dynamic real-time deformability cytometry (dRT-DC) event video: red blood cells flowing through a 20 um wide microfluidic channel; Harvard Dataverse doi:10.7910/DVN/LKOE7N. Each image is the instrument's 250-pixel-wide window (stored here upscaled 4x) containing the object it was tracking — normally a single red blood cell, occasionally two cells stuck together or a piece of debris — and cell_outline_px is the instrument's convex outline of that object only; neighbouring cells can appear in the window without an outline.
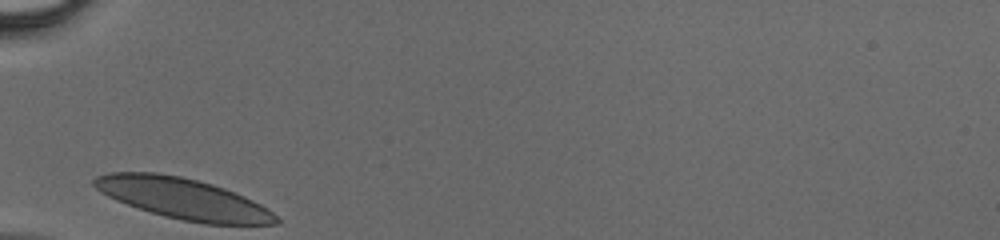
{"species": "human", "species_latin": "Homo sapiens", "temperature_condition": "cold", "stored_images_in_passage": 23, "camera_frame_rate_fps": 3000, "um_per_image_px": 0.085, "donor": {"sex": "male"}, "frame": {"image": 1, "passage_image": 1, "time_ms": 0.0, "image_size_px": [1000, 240], "cell_outline_px": [[280, 224], [204, 224], [164, 216], [116, 200], [100, 192], [92, 184], [92, 180], [96, 176], [108, 172], [156, 172], [180, 176], [212, 184], [224, 188], [244, 196], [260, 204], [272, 212], [280, 220]], "centroid_in_image_um": [15.55, 16.87], "position_along_channel_um": 69.5, "area_um2": 43.06}}
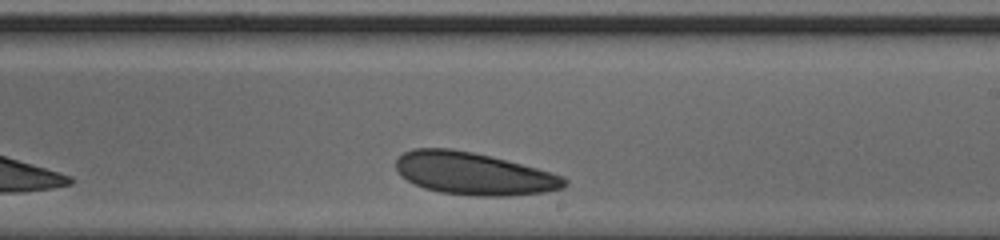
{"frame": {"image": 2, "passage_image": 14, "time_ms": 4.333, "image_size_px": [1000, 240], "cell_outline_px": [[568, 184], [564, 188], [544, 192], [508, 196], [472, 196], [440, 192], [424, 188], [408, 180], [396, 168], [396, 160], [404, 152], [412, 148], [452, 148], [472, 152], [536, 168], [560, 176], [568, 180]], "centroid_in_image_um": [40.25, 14.76], "position_along_channel_um": 248.7, "area_um2": 41.21}}
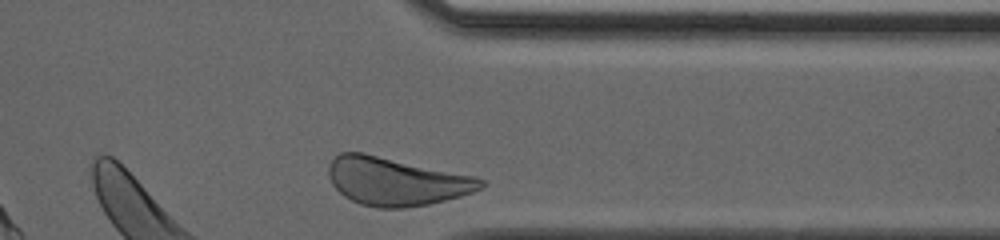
{"frame": {"image": 3, "passage_image": 23, "time_ms": 7.333, "image_size_px": [1000, 240], "cell_outline_px": [[484, 188], [460, 196], [428, 204], [404, 208], [376, 208], [360, 204], [344, 196], [332, 184], [328, 176], [328, 168], [332, 160], [340, 152], [364, 152], [476, 176], [484, 180]], "centroid_in_image_um": [33.67, 15.41], "position_along_channel_um": 377.7, "area_um2": 42.83}}